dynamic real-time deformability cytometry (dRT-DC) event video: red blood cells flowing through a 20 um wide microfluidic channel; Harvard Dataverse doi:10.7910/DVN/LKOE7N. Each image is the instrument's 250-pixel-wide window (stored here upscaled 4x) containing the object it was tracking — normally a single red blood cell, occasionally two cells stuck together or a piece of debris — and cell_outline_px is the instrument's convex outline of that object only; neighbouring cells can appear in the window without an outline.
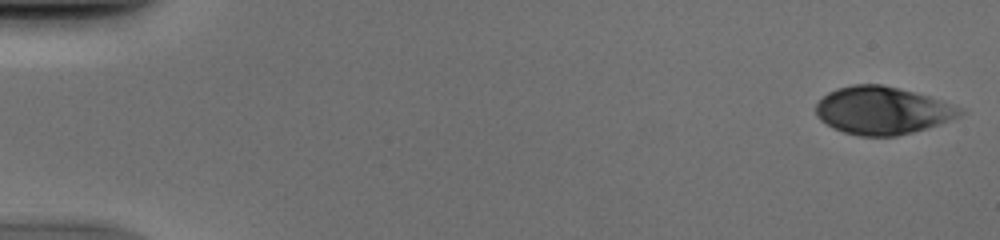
{"species": "human", "species_latin": "Homo sapiens", "temperature_condition": "cold", "stored_images_in_passage": 51, "camera_frame_rate_fps": 3000, "um_per_image_px": 0.085, "donor": {"sex": "male"}, "frame": {"image": 1, "passage_image": 1, "time_ms": 0.0, "image_size_px": [1000, 240], "cell_outline_px": [[964, 112], [960, 116], [928, 128], [896, 136], [860, 136], [844, 132], [832, 128], [820, 120], [816, 116], [816, 104], [828, 92], [836, 88], [852, 84], [880, 84], [928, 96], [960, 108]], "centroid_in_image_um": [74.95, 9.4], "position_along_channel_um": 10.1, "area_um2": 39.71}}
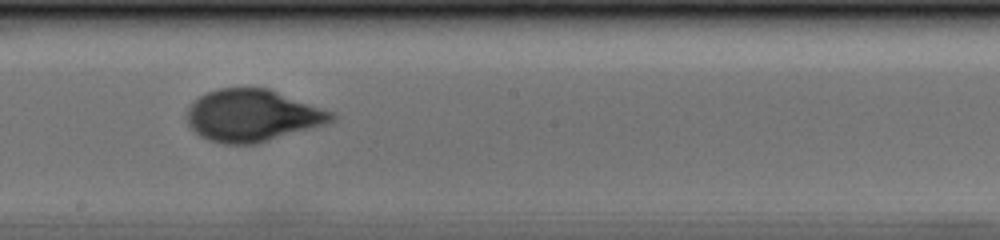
{"frame": {"image": 2, "passage_image": 29, "time_ms": 9.333, "image_size_px": [1000, 240], "cell_outline_px": [[336, 116], [332, 120], [324, 124], [256, 144], [224, 144], [208, 140], [200, 136], [188, 124], [188, 104], [192, 100], [208, 92], [220, 88], [268, 88], [332, 112]], "centroid_in_image_um": [21.4, 9.82], "position_along_channel_um": 226.8, "area_um2": 43.35}}
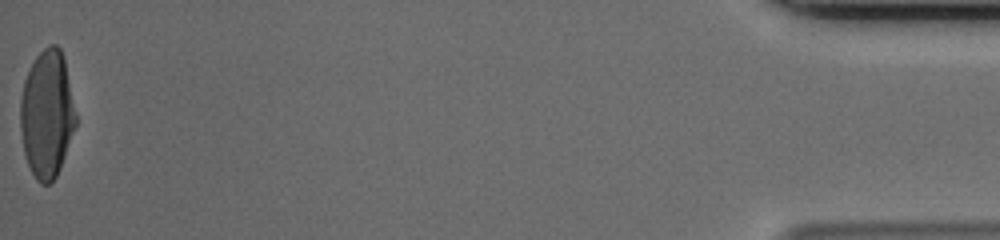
{"frame": {"image": 3, "passage_image": 51, "time_ms": 16.667, "image_size_px": [1000, 240], "cell_outline_px": [[76, 124], [60, 168], [56, 176], [48, 184], [40, 184], [36, 180], [28, 164], [24, 152], [20, 128], [20, 100], [24, 80], [36, 56], [48, 44], [56, 44], [60, 48], [64, 60], [76, 116]], "centroid_in_image_um": [3.97, 9.7], "position_along_channel_um": 431.2, "area_um2": 40.81}}